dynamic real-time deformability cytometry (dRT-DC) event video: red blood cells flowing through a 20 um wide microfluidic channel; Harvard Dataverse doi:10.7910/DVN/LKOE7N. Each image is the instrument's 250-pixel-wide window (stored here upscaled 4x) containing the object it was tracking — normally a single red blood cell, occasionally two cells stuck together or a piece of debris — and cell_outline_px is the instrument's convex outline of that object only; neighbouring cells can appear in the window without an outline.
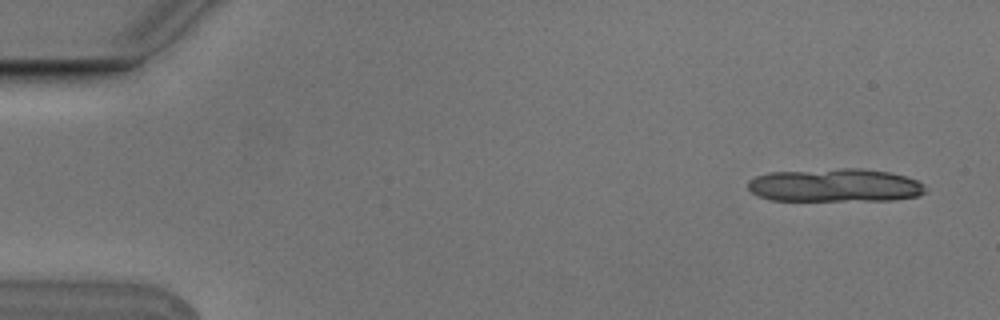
{"species": "Egyptian fruit bat (a non-hibernating species)", "species_latin": "Rousettus aegyptiacus", "temperature_condition": "cold", "stored_images_in_passage": 6, "camera_frame_rate_fps": 3000, "um_per_image_px": 0.085, "animal": {"sex": "male"}, "frame": {"image": 1, "passage_image": 1, "time_ms": 0.0, "image_size_px": [1000, 320], "cell_outline_px": [[924, 192], [916, 196], [892, 200], [772, 200], [756, 196], [748, 188], [748, 180], [756, 176], [768, 172], [840, 168], [864, 168], [888, 172], [904, 176], [916, 180], [924, 184]], "centroid_in_image_um": [70.93, 15.74], "position_along_channel_um": 14.1, "area_um2": 34.45}}